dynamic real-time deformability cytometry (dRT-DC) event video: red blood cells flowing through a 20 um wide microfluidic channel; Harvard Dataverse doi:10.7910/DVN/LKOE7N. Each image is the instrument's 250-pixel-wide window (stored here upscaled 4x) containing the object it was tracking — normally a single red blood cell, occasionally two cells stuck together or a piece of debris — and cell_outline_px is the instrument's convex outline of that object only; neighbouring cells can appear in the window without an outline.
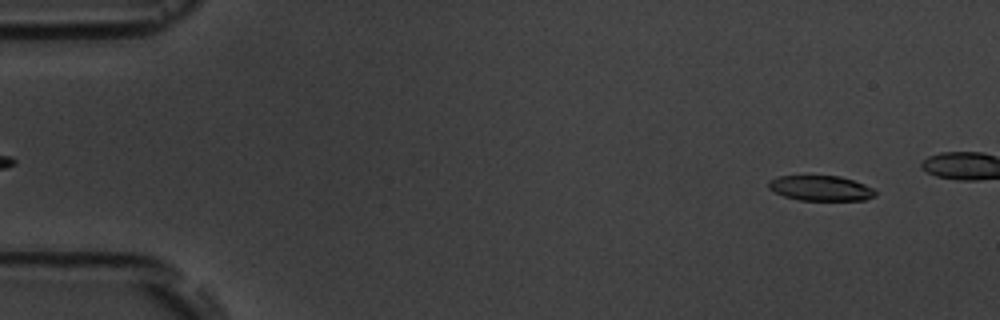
{"species": "common noctule bat (a hibernating species)", "species_latin": "Nyctalus noctula", "temperature_condition": "room temperature", "stored_images_in_passage": 5, "camera_frame_rate_fps": 3000, "um_per_image_px": 0.085, "animal": {"sex": "male", "body_mass_g": 19.5, "forearm_length_mm": 54.6}, "frame": {"image": 1, "passage_image": 1, "time_ms": 0.0, "image_size_px": [1000, 320], "cell_outline_px": [[876, 196], [864, 200], [800, 200], [784, 196], [768, 188], [768, 180], [780, 176], [840, 176], [864, 184], [872, 188], [876, 192]], "centroid_in_image_um": [69.76, 16.0], "position_along_channel_um": 15.2, "area_um2": 15.55}}